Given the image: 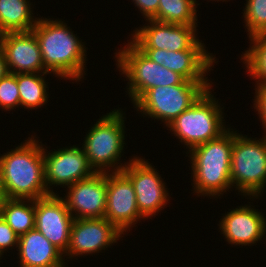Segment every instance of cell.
<instances>
[{"label":"cell","instance_id":"6da1fadb","mask_svg":"<svg viewBox=\"0 0 266 267\" xmlns=\"http://www.w3.org/2000/svg\"><path fill=\"white\" fill-rule=\"evenodd\" d=\"M33 27L45 69L63 80L79 83L87 76L85 41L75 34L65 20L41 17ZM55 19V20H54Z\"/></svg>","mask_w":266,"mask_h":267},{"label":"cell","instance_id":"7a4b0ae2","mask_svg":"<svg viewBox=\"0 0 266 267\" xmlns=\"http://www.w3.org/2000/svg\"><path fill=\"white\" fill-rule=\"evenodd\" d=\"M32 134L0 154V182L8 198L35 200L50 195L45 183L43 144Z\"/></svg>","mask_w":266,"mask_h":267},{"label":"cell","instance_id":"3957f363","mask_svg":"<svg viewBox=\"0 0 266 267\" xmlns=\"http://www.w3.org/2000/svg\"><path fill=\"white\" fill-rule=\"evenodd\" d=\"M233 142L234 129L229 127L219 137L186 153L191 164L192 195L220 200L224 193L232 191L230 167Z\"/></svg>","mask_w":266,"mask_h":267},{"label":"cell","instance_id":"277c9868","mask_svg":"<svg viewBox=\"0 0 266 267\" xmlns=\"http://www.w3.org/2000/svg\"><path fill=\"white\" fill-rule=\"evenodd\" d=\"M125 112L119 107L114 108L106 115L102 114L96 123L89 127L90 130L85 132L82 147L95 172H119L128 165V161L121 160L127 144Z\"/></svg>","mask_w":266,"mask_h":267},{"label":"cell","instance_id":"5b68a950","mask_svg":"<svg viewBox=\"0 0 266 267\" xmlns=\"http://www.w3.org/2000/svg\"><path fill=\"white\" fill-rule=\"evenodd\" d=\"M235 130L230 167L232 190L235 188L236 194L256 202L266 191V133L252 138Z\"/></svg>","mask_w":266,"mask_h":267},{"label":"cell","instance_id":"8992f818","mask_svg":"<svg viewBox=\"0 0 266 267\" xmlns=\"http://www.w3.org/2000/svg\"><path fill=\"white\" fill-rule=\"evenodd\" d=\"M212 90V91H211ZM208 89L190 108L181 113L166 128L189 152L192 148L219 137L229 127L226 125L224 106ZM169 128V129H168Z\"/></svg>","mask_w":266,"mask_h":267},{"label":"cell","instance_id":"52a82bcc","mask_svg":"<svg viewBox=\"0 0 266 267\" xmlns=\"http://www.w3.org/2000/svg\"><path fill=\"white\" fill-rule=\"evenodd\" d=\"M116 49L115 63L119 74L127 82L125 91L131 103H135L148 89L157 86L180 85L185 79L148 58L130 39ZM130 41V42H129Z\"/></svg>","mask_w":266,"mask_h":267},{"label":"cell","instance_id":"ba28073f","mask_svg":"<svg viewBox=\"0 0 266 267\" xmlns=\"http://www.w3.org/2000/svg\"><path fill=\"white\" fill-rule=\"evenodd\" d=\"M212 81H187L180 85L157 86L148 89L132 106L143 118L160 120L167 127L190 108L208 89ZM140 111V112H139Z\"/></svg>","mask_w":266,"mask_h":267},{"label":"cell","instance_id":"9c48e42d","mask_svg":"<svg viewBox=\"0 0 266 267\" xmlns=\"http://www.w3.org/2000/svg\"><path fill=\"white\" fill-rule=\"evenodd\" d=\"M141 157L131 156L122 172L132 182L140 214L145 220H152L151 217H155L169 205L170 191L155 166L148 159L145 160V157Z\"/></svg>","mask_w":266,"mask_h":267},{"label":"cell","instance_id":"30bf717a","mask_svg":"<svg viewBox=\"0 0 266 267\" xmlns=\"http://www.w3.org/2000/svg\"><path fill=\"white\" fill-rule=\"evenodd\" d=\"M145 22L147 23L135 27L131 35H128L138 48H156L173 52L207 48L198 37V25L171 24L153 19Z\"/></svg>","mask_w":266,"mask_h":267},{"label":"cell","instance_id":"8fae6325","mask_svg":"<svg viewBox=\"0 0 266 267\" xmlns=\"http://www.w3.org/2000/svg\"><path fill=\"white\" fill-rule=\"evenodd\" d=\"M43 146L45 183L50 194H58L54 186L66 188L95 173L82 146L73 144L50 152Z\"/></svg>","mask_w":266,"mask_h":267},{"label":"cell","instance_id":"7c38bea8","mask_svg":"<svg viewBox=\"0 0 266 267\" xmlns=\"http://www.w3.org/2000/svg\"><path fill=\"white\" fill-rule=\"evenodd\" d=\"M122 237L124 234L105 218L74 219L64 259L93 256L112 248Z\"/></svg>","mask_w":266,"mask_h":267},{"label":"cell","instance_id":"4fadbf2b","mask_svg":"<svg viewBox=\"0 0 266 267\" xmlns=\"http://www.w3.org/2000/svg\"><path fill=\"white\" fill-rule=\"evenodd\" d=\"M104 218L127 235L145 218L140 214L131 180L122 172L107 173V199Z\"/></svg>","mask_w":266,"mask_h":267},{"label":"cell","instance_id":"5bb4252c","mask_svg":"<svg viewBox=\"0 0 266 267\" xmlns=\"http://www.w3.org/2000/svg\"><path fill=\"white\" fill-rule=\"evenodd\" d=\"M258 210L255 205L253 206V202H248L235 209L232 207L227 213L222 214L218 230L228 245L251 247L261 243L262 239L264 241V238L266 240V216Z\"/></svg>","mask_w":266,"mask_h":267},{"label":"cell","instance_id":"9a60e30c","mask_svg":"<svg viewBox=\"0 0 266 267\" xmlns=\"http://www.w3.org/2000/svg\"><path fill=\"white\" fill-rule=\"evenodd\" d=\"M61 196L74 219L104 218L107 199V173L92 176L66 187Z\"/></svg>","mask_w":266,"mask_h":267},{"label":"cell","instance_id":"2e32d148","mask_svg":"<svg viewBox=\"0 0 266 267\" xmlns=\"http://www.w3.org/2000/svg\"><path fill=\"white\" fill-rule=\"evenodd\" d=\"M153 62L181 75L187 81H211L208 79L217 59L208 49L169 51L156 48H139ZM209 72V74H208Z\"/></svg>","mask_w":266,"mask_h":267},{"label":"cell","instance_id":"e0dca14e","mask_svg":"<svg viewBox=\"0 0 266 267\" xmlns=\"http://www.w3.org/2000/svg\"><path fill=\"white\" fill-rule=\"evenodd\" d=\"M74 218L59 194L35 199V228L63 254L69 245Z\"/></svg>","mask_w":266,"mask_h":267},{"label":"cell","instance_id":"ac0fdd59","mask_svg":"<svg viewBox=\"0 0 266 267\" xmlns=\"http://www.w3.org/2000/svg\"><path fill=\"white\" fill-rule=\"evenodd\" d=\"M0 49L9 73H49L33 31L1 34Z\"/></svg>","mask_w":266,"mask_h":267},{"label":"cell","instance_id":"d6986e66","mask_svg":"<svg viewBox=\"0 0 266 267\" xmlns=\"http://www.w3.org/2000/svg\"><path fill=\"white\" fill-rule=\"evenodd\" d=\"M19 267H68L64 254L36 228L19 236Z\"/></svg>","mask_w":266,"mask_h":267},{"label":"cell","instance_id":"ffe728a7","mask_svg":"<svg viewBox=\"0 0 266 267\" xmlns=\"http://www.w3.org/2000/svg\"><path fill=\"white\" fill-rule=\"evenodd\" d=\"M32 3L30 0H0V35L32 31L39 19L33 13Z\"/></svg>","mask_w":266,"mask_h":267},{"label":"cell","instance_id":"44dd1931","mask_svg":"<svg viewBox=\"0 0 266 267\" xmlns=\"http://www.w3.org/2000/svg\"><path fill=\"white\" fill-rule=\"evenodd\" d=\"M48 74L55 76L52 73L16 74L21 108L39 110L49 102V82L45 79Z\"/></svg>","mask_w":266,"mask_h":267},{"label":"cell","instance_id":"7402d4cb","mask_svg":"<svg viewBox=\"0 0 266 267\" xmlns=\"http://www.w3.org/2000/svg\"><path fill=\"white\" fill-rule=\"evenodd\" d=\"M1 217L18 236L26 234L35 229V200L8 198Z\"/></svg>","mask_w":266,"mask_h":267},{"label":"cell","instance_id":"603a6c76","mask_svg":"<svg viewBox=\"0 0 266 267\" xmlns=\"http://www.w3.org/2000/svg\"><path fill=\"white\" fill-rule=\"evenodd\" d=\"M250 46L240 56L249 78L256 85L266 83V32L257 33L248 37ZM251 76V77H250Z\"/></svg>","mask_w":266,"mask_h":267},{"label":"cell","instance_id":"cb8c5ba5","mask_svg":"<svg viewBox=\"0 0 266 267\" xmlns=\"http://www.w3.org/2000/svg\"><path fill=\"white\" fill-rule=\"evenodd\" d=\"M197 0H160L158 12L153 20L184 25H198Z\"/></svg>","mask_w":266,"mask_h":267},{"label":"cell","instance_id":"d4e9b609","mask_svg":"<svg viewBox=\"0 0 266 267\" xmlns=\"http://www.w3.org/2000/svg\"><path fill=\"white\" fill-rule=\"evenodd\" d=\"M243 7V23L247 36L266 32V0H246Z\"/></svg>","mask_w":266,"mask_h":267},{"label":"cell","instance_id":"484cf974","mask_svg":"<svg viewBox=\"0 0 266 267\" xmlns=\"http://www.w3.org/2000/svg\"><path fill=\"white\" fill-rule=\"evenodd\" d=\"M16 108H20L16 74L8 73L0 79V109L10 112Z\"/></svg>","mask_w":266,"mask_h":267},{"label":"cell","instance_id":"4316f807","mask_svg":"<svg viewBox=\"0 0 266 267\" xmlns=\"http://www.w3.org/2000/svg\"><path fill=\"white\" fill-rule=\"evenodd\" d=\"M19 236L7 224V222L0 216V258H4V253L18 247ZM15 247V248H14Z\"/></svg>","mask_w":266,"mask_h":267},{"label":"cell","instance_id":"83f0119b","mask_svg":"<svg viewBox=\"0 0 266 267\" xmlns=\"http://www.w3.org/2000/svg\"><path fill=\"white\" fill-rule=\"evenodd\" d=\"M254 87L253 108L257 112L256 115H258L260 123L262 122L264 133H266V83Z\"/></svg>","mask_w":266,"mask_h":267},{"label":"cell","instance_id":"f1b7e54d","mask_svg":"<svg viewBox=\"0 0 266 267\" xmlns=\"http://www.w3.org/2000/svg\"><path fill=\"white\" fill-rule=\"evenodd\" d=\"M135 5V8L140 11L144 20L153 19L159 7L160 0H131Z\"/></svg>","mask_w":266,"mask_h":267},{"label":"cell","instance_id":"f546056e","mask_svg":"<svg viewBox=\"0 0 266 267\" xmlns=\"http://www.w3.org/2000/svg\"><path fill=\"white\" fill-rule=\"evenodd\" d=\"M9 73L7 63L0 49V79Z\"/></svg>","mask_w":266,"mask_h":267},{"label":"cell","instance_id":"4dcf8cb0","mask_svg":"<svg viewBox=\"0 0 266 267\" xmlns=\"http://www.w3.org/2000/svg\"><path fill=\"white\" fill-rule=\"evenodd\" d=\"M7 199H8V197L6 195L4 187L2 186V184L0 182V216H1L2 209H3Z\"/></svg>","mask_w":266,"mask_h":267},{"label":"cell","instance_id":"1f68e13d","mask_svg":"<svg viewBox=\"0 0 266 267\" xmlns=\"http://www.w3.org/2000/svg\"><path fill=\"white\" fill-rule=\"evenodd\" d=\"M207 1H208V2H210V1H215V2H216V1H217V2H218V1H222V2H224V1H225V2H228V1H230V0H210V1H209V0H207Z\"/></svg>","mask_w":266,"mask_h":267}]
</instances>
